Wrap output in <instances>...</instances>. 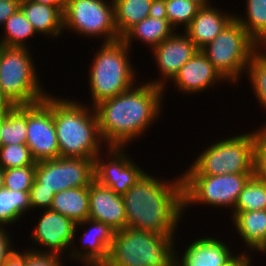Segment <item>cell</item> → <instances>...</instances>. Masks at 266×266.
I'll return each mask as SVG.
<instances>
[{"label": "cell", "instance_id": "1", "mask_svg": "<svg viewBox=\"0 0 266 266\" xmlns=\"http://www.w3.org/2000/svg\"><path fill=\"white\" fill-rule=\"evenodd\" d=\"M163 95L162 87L138 81L128 91L95 105L103 142L109 147H126L139 140L161 118Z\"/></svg>", "mask_w": 266, "mask_h": 266}, {"label": "cell", "instance_id": "2", "mask_svg": "<svg viewBox=\"0 0 266 266\" xmlns=\"http://www.w3.org/2000/svg\"><path fill=\"white\" fill-rule=\"evenodd\" d=\"M145 173L122 194L127 228L175 236L183 214L182 175L171 180Z\"/></svg>", "mask_w": 266, "mask_h": 266}, {"label": "cell", "instance_id": "3", "mask_svg": "<svg viewBox=\"0 0 266 266\" xmlns=\"http://www.w3.org/2000/svg\"><path fill=\"white\" fill-rule=\"evenodd\" d=\"M50 110L53 113L60 157L95 159L105 151L103 147L107 145L101 138L94 107L50 94Z\"/></svg>", "mask_w": 266, "mask_h": 266}, {"label": "cell", "instance_id": "4", "mask_svg": "<svg viewBox=\"0 0 266 266\" xmlns=\"http://www.w3.org/2000/svg\"><path fill=\"white\" fill-rule=\"evenodd\" d=\"M131 49L123 40L103 43L94 53L89 66L90 106L115 97L134 87L138 75L130 60Z\"/></svg>", "mask_w": 266, "mask_h": 266}, {"label": "cell", "instance_id": "5", "mask_svg": "<svg viewBox=\"0 0 266 266\" xmlns=\"http://www.w3.org/2000/svg\"><path fill=\"white\" fill-rule=\"evenodd\" d=\"M176 237L134 228L116 231L104 266H174Z\"/></svg>", "mask_w": 266, "mask_h": 266}, {"label": "cell", "instance_id": "6", "mask_svg": "<svg viewBox=\"0 0 266 266\" xmlns=\"http://www.w3.org/2000/svg\"><path fill=\"white\" fill-rule=\"evenodd\" d=\"M31 48L0 45V87L16 105H31L48 94L37 72Z\"/></svg>", "mask_w": 266, "mask_h": 266}, {"label": "cell", "instance_id": "7", "mask_svg": "<svg viewBox=\"0 0 266 266\" xmlns=\"http://www.w3.org/2000/svg\"><path fill=\"white\" fill-rule=\"evenodd\" d=\"M195 159L181 175L254 173L253 131L215 141Z\"/></svg>", "mask_w": 266, "mask_h": 266}, {"label": "cell", "instance_id": "8", "mask_svg": "<svg viewBox=\"0 0 266 266\" xmlns=\"http://www.w3.org/2000/svg\"><path fill=\"white\" fill-rule=\"evenodd\" d=\"M260 45L234 19L218 36L200 50L231 84L239 82Z\"/></svg>", "mask_w": 266, "mask_h": 266}, {"label": "cell", "instance_id": "9", "mask_svg": "<svg viewBox=\"0 0 266 266\" xmlns=\"http://www.w3.org/2000/svg\"><path fill=\"white\" fill-rule=\"evenodd\" d=\"M252 176L254 173L182 175L183 214L197 204L231 209L232 212L240 192Z\"/></svg>", "mask_w": 266, "mask_h": 266}, {"label": "cell", "instance_id": "10", "mask_svg": "<svg viewBox=\"0 0 266 266\" xmlns=\"http://www.w3.org/2000/svg\"><path fill=\"white\" fill-rule=\"evenodd\" d=\"M63 20L64 32L103 38V43L121 39L115 27L113 0H65Z\"/></svg>", "mask_w": 266, "mask_h": 266}, {"label": "cell", "instance_id": "11", "mask_svg": "<svg viewBox=\"0 0 266 266\" xmlns=\"http://www.w3.org/2000/svg\"><path fill=\"white\" fill-rule=\"evenodd\" d=\"M94 180V159L58 157L37 162L31 189H46L56 194L90 186Z\"/></svg>", "mask_w": 266, "mask_h": 266}, {"label": "cell", "instance_id": "12", "mask_svg": "<svg viewBox=\"0 0 266 266\" xmlns=\"http://www.w3.org/2000/svg\"><path fill=\"white\" fill-rule=\"evenodd\" d=\"M125 148L128 149L107 146V154L103 155L102 151L94 159L95 180L120 195L126 193L146 173L130 155H127Z\"/></svg>", "mask_w": 266, "mask_h": 266}, {"label": "cell", "instance_id": "13", "mask_svg": "<svg viewBox=\"0 0 266 266\" xmlns=\"http://www.w3.org/2000/svg\"><path fill=\"white\" fill-rule=\"evenodd\" d=\"M26 145L36 162L60 157L50 93L42 101L27 105Z\"/></svg>", "mask_w": 266, "mask_h": 266}, {"label": "cell", "instance_id": "14", "mask_svg": "<svg viewBox=\"0 0 266 266\" xmlns=\"http://www.w3.org/2000/svg\"><path fill=\"white\" fill-rule=\"evenodd\" d=\"M38 218L36 226L34 229L32 228L29 240H32L33 246L37 245L40 249L32 247L27 250L60 257L65 255L66 259V254L69 255L74 242L76 224L70 218L50 209L43 210Z\"/></svg>", "mask_w": 266, "mask_h": 266}, {"label": "cell", "instance_id": "15", "mask_svg": "<svg viewBox=\"0 0 266 266\" xmlns=\"http://www.w3.org/2000/svg\"><path fill=\"white\" fill-rule=\"evenodd\" d=\"M84 226L85 228H82ZM87 226L88 228H86ZM82 229L83 234L78 237L81 240L79 249V246L75 247V239L78 231L80 232ZM114 233L115 231L105 223L91 219H86L84 222L76 224L74 242L67 257H70V260L73 259L74 262L78 260L77 262L83 266H104L108 260Z\"/></svg>", "mask_w": 266, "mask_h": 266}, {"label": "cell", "instance_id": "16", "mask_svg": "<svg viewBox=\"0 0 266 266\" xmlns=\"http://www.w3.org/2000/svg\"><path fill=\"white\" fill-rule=\"evenodd\" d=\"M182 32L183 34L174 32L151 50L160 77L146 82L162 87L165 93L168 87L166 82H170L179 69L198 51L189 36L184 31Z\"/></svg>", "mask_w": 266, "mask_h": 266}, {"label": "cell", "instance_id": "17", "mask_svg": "<svg viewBox=\"0 0 266 266\" xmlns=\"http://www.w3.org/2000/svg\"><path fill=\"white\" fill-rule=\"evenodd\" d=\"M217 82L228 83L205 54L198 49L169 83H172L184 95H197V93H203L209 88L215 87Z\"/></svg>", "mask_w": 266, "mask_h": 266}, {"label": "cell", "instance_id": "18", "mask_svg": "<svg viewBox=\"0 0 266 266\" xmlns=\"http://www.w3.org/2000/svg\"><path fill=\"white\" fill-rule=\"evenodd\" d=\"M89 219L105 223L115 232L127 228L122 195L94 180L89 186Z\"/></svg>", "mask_w": 266, "mask_h": 266}, {"label": "cell", "instance_id": "19", "mask_svg": "<svg viewBox=\"0 0 266 266\" xmlns=\"http://www.w3.org/2000/svg\"><path fill=\"white\" fill-rule=\"evenodd\" d=\"M224 243L220 238L204 235L189 243L182 256L175 245L174 266H224L236 255L232 247Z\"/></svg>", "mask_w": 266, "mask_h": 266}, {"label": "cell", "instance_id": "20", "mask_svg": "<svg viewBox=\"0 0 266 266\" xmlns=\"http://www.w3.org/2000/svg\"><path fill=\"white\" fill-rule=\"evenodd\" d=\"M238 13L224 12L215 5L201 7L196 16L184 32L193 41L198 49L211 42L220 32L228 26Z\"/></svg>", "mask_w": 266, "mask_h": 266}, {"label": "cell", "instance_id": "21", "mask_svg": "<svg viewBox=\"0 0 266 266\" xmlns=\"http://www.w3.org/2000/svg\"><path fill=\"white\" fill-rule=\"evenodd\" d=\"M19 9L39 35L57 39L64 32V6H51L31 0H21Z\"/></svg>", "mask_w": 266, "mask_h": 266}, {"label": "cell", "instance_id": "22", "mask_svg": "<svg viewBox=\"0 0 266 266\" xmlns=\"http://www.w3.org/2000/svg\"><path fill=\"white\" fill-rule=\"evenodd\" d=\"M231 213V222L248 248L258 252L266 241V210Z\"/></svg>", "mask_w": 266, "mask_h": 266}, {"label": "cell", "instance_id": "23", "mask_svg": "<svg viewBox=\"0 0 266 266\" xmlns=\"http://www.w3.org/2000/svg\"><path fill=\"white\" fill-rule=\"evenodd\" d=\"M175 32L168 19L147 17L130 28L121 40L131 49L133 40L140 41L152 50Z\"/></svg>", "mask_w": 266, "mask_h": 266}, {"label": "cell", "instance_id": "24", "mask_svg": "<svg viewBox=\"0 0 266 266\" xmlns=\"http://www.w3.org/2000/svg\"><path fill=\"white\" fill-rule=\"evenodd\" d=\"M50 210L70 218L75 224L89 219V186L54 194Z\"/></svg>", "mask_w": 266, "mask_h": 266}, {"label": "cell", "instance_id": "25", "mask_svg": "<svg viewBox=\"0 0 266 266\" xmlns=\"http://www.w3.org/2000/svg\"><path fill=\"white\" fill-rule=\"evenodd\" d=\"M27 105H16L1 115L0 146L26 144Z\"/></svg>", "mask_w": 266, "mask_h": 266}, {"label": "cell", "instance_id": "26", "mask_svg": "<svg viewBox=\"0 0 266 266\" xmlns=\"http://www.w3.org/2000/svg\"><path fill=\"white\" fill-rule=\"evenodd\" d=\"M115 27L120 37L149 17L152 0H113Z\"/></svg>", "mask_w": 266, "mask_h": 266}, {"label": "cell", "instance_id": "27", "mask_svg": "<svg viewBox=\"0 0 266 266\" xmlns=\"http://www.w3.org/2000/svg\"><path fill=\"white\" fill-rule=\"evenodd\" d=\"M30 210L29 191L0 190V227L17 223Z\"/></svg>", "mask_w": 266, "mask_h": 266}, {"label": "cell", "instance_id": "28", "mask_svg": "<svg viewBox=\"0 0 266 266\" xmlns=\"http://www.w3.org/2000/svg\"><path fill=\"white\" fill-rule=\"evenodd\" d=\"M245 15L235 19L247 33L262 47L266 43V0H246Z\"/></svg>", "mask_w": 266, "mask_h": 266}, {"label": "cell", "instance_id": "29", "mask_svg": "<svg viewBox=\"0 0 266 266\" xmlns=\"http://www.w3.org/2000/svg\"><path fill=\"white\" fill-rule=\"evenodd\" d=\"M3 34H1L0 45L7 47H26L28 39L37 36L32 24L23 15L22 11L18 9L12 14L3 24ZM5 34V35H4Z\"/></svg>", "mask_w": 266, "mask_h": 266}, {"label": "cell", "instance_id": "30", "mask_svg": "<svg viewBox=\"0 0 266 266\" xmlns=\"http://www.w3.org/2000/svg\"><path fill=\"white\" fill-rule=\"evenodd\" d=\"M266 210V181L252 176L240 192L232 212Z\"/></svg>", "mask_w": 266, "mask_h": 266}, {"label": "cell", "instance_id": "31", "mask_svg": "<svg viewBox=\"0 0 266 266\" xmlns=\"http://www.w3.org/2000/svg\"><path fill=\"white\" fill-rule=\"evenodd\" d=\"M249 84L259 105L266 109V53L260 49L249 61L246 68Z\"/></svg>", "mask_w": 266, "mask_h": 266}, {"label": "cell", "instance_id": "32", "mask_svg": "<svg viewBox=\"0 0 266 266\" xmlns=\"http://www.w3.org/2000/svg\"><path fill=\"white\" fill-rule=\"evenodd\" d=\"M165 4L168 21L175 31L181 26L182 28L184 26V31L201 8L200 5L191 0H165Z\"/></svg>", "mask_w": 266, "mask_h": 266}, {"label": "cell", "instance_id": "33", "mask_svg": "<svg viewBox=\"0 0 266 266\" xmlns=\"http://www.w3.org/2000/svg\"><path fill=\"white\" fill-rule=\"evenodd\" d=\"M37 164L26 144L0 146V166L4 169Z\"/></svg>", "mask_w": 266, "mask_h": 266}, {"label": "cell", "instance_id": "34", "mask_svg": "<svg viewBox=\"0 0 266 266\" xmlns=\"http://www.w3.org/2000/svg\"><path fill=\"white\" fill-rule=\"evenodd\" d=\"M36 164L4 170V188L29 191L35 179Z\"/></svg>", "mask_w": 266, "mask_h": 266}, {"label": "cell", "instance_id": "35", "mask_svg": "<svg viewBox=\"0 0 266 266\" xmlns=\"http://www.w3.org/2000/svg\"><path fill=\"white\" fill-rule=\"evenodd\" d=\"M253 130L254 139V175L266 181V123Z\"/></svg>", "mask_w": 266, "mask_h": 266}, {"label": "cell", "instance_id": "36", "mask_svg": "<svg viewBox=\"0 0 266 266\" xmlns=\"http://www.w3.org/2000/svg\"><path fill=\"white\" fill-rule=\"evenodd\" d=\"M63 258L53 254H41L25 249V266H63Z\"/></svg>", "mask_w": 266, "mask_h": 266}, {"label": "cell", "instance_id": "37", "mask_svg": "<svg viewBox=\"0 0 266 266\" xmlns=\"http://www.w3.org/2000/svg\"><path fill=\"white\" fill-rule=\"evenodd\" d=\"M54 193L46 189H30L29 201L31 210L33 209H50Z\"/></svg>", "mask_w": 266, "mask_h": 266}, {"label": "cell", "instance_id": "38", "mask_svg": "<svg viewBox=\"0 0 266 266\" xmlns=\"http://www.w3.org/2000/svg\"><path fill=\"white\" fill-rule=\"evenodd\" d=\"M11 234V235H10ZM12 233L5 227H0V266L16 251L12 240Z\"/></svg>", "mask_w": 266, "mask_h": 266}, {"label": "cell", "instance_id": "39", "mask_svg": "<svg viewBox=\"0 0 266 266\" xmlns=\"http://www.w3.org/2000/svg\"><path fill=\"white\" fill-rule=\"evenodd\" d=\"M20 1L21 0H0L1 27L6 22V20L19 9Z\"/></svg>", "mask_w": 266, "mask_h": 266}, {"label": "cell", "instance_id": "40", "mask_svg": "<svg viewBox=\"0 0 266 266\" xmlns=\"http://www.w3.org/2000/svg\"><path fill=\"white\" fill-rule=\"evenodd\" d=\"M149 17L168 19L165 0H152Z\"/></svg>", "mask_w": 266, "mask_h": 266}, {"label": "cell", "instance_id": "41", "mask_svg": "<svg viewBox=\"0 0 266 266\" xmlns=\"http://www.w3.org/2000/svg\"><path fill=\"white\" fill-rule=\"evenodd\" d=\"M247 250L241 253H236V255L228 261L224 266H252L253 261L251 255H249Z\"/></svg>", "mask_w": 266, "mask_h": 266}, {"label": "cell", "instance_id": "42", "mask_svg": "<svg viewBox=\"0 0 266 266\" xmlns=\"http://www.w3.org/2000/svg\"><path fill=\"white\" fill-rule=\"evenodd\" d=\"M3 266H25V250L14 251V253L7 259Z\"/></svg>", "mask_w": 266, "mask_h": 266}, {"label": "cell", "instance_id": "43", "mask_svg": "<svg viewBox=\"0 0 266 266\" xmlns=\"http://www.w3.org/2000/svg\"><path fill=\"white\" fill-rule=\"evenodd\" d=\"M14 106L15 105L8 99L0 87V115H3L7 111L11 110Z\"/></svg>", "mask_w": 266, "mask_h": 266}, {"label": "cell", "instance_id": "44", "mask_svg": "<svg viewBox=\"0 0 266 266\" xmlns=\"http://www.w3.org/2000/svg\"><path fill=\"white\" fill-rule=\"evenodd\" d=\"M31 1L51 6H64L65 2V0H31Z\"/></svg>", "mask_w": 266, "mask_h": 266}, {"label": "cell", "instance_id": "45", "mask_svg": "<svg viewBox=\"0 0 266 266\" xmlns=\"http://www.w3.org/2000/svg\"><path fill=\"white\" fill-rule=\"evenodd\" d=\"M196 2L198 5H200L201 7H209V6H213L210 2L211 0H191Z\"/></svg>", "mask_w": 266, "mask_h": 266}, {"label": "cell", "instance_id": "46", "mask_svg": "<svg viewBox=\"0 0 266 266\" xmlns=\"http://www.w3.org/2000/svg\"><path fill=\"white\" fill-rule=\"evenodd\" d=\"M4 189V169L0 166V190Z\"/></svg>", "mask_w": 266, "mask_h": 266}, {"label": "cell", "instance_id": "47", "mask_svg": "<svg viewBox=\"0 0 266 266\" xmlns=\"http://www.w3.org/2000/svg\"><path fill=\"white\" fill-rule=\"evenodd\" d=\"M259 252H260V254L262 253H266V241H265V243H264V245L258 250Z\"/></svg>", "mask_w": 266, "mask_h": 266}, {"label": "cell", "instance_id": "48", "mask_svg": "<svg viewBox=\"0 0 266 266\" xmlns=\"http://www.w3.org/2000/svg\"><path fill=\"white\" fill-rule=\"evenodd\" d=\"M261 49L266 53V43L261 47Z\"/></svg>", "mask_w": 266, "mask_h": 266}]
</instances>
